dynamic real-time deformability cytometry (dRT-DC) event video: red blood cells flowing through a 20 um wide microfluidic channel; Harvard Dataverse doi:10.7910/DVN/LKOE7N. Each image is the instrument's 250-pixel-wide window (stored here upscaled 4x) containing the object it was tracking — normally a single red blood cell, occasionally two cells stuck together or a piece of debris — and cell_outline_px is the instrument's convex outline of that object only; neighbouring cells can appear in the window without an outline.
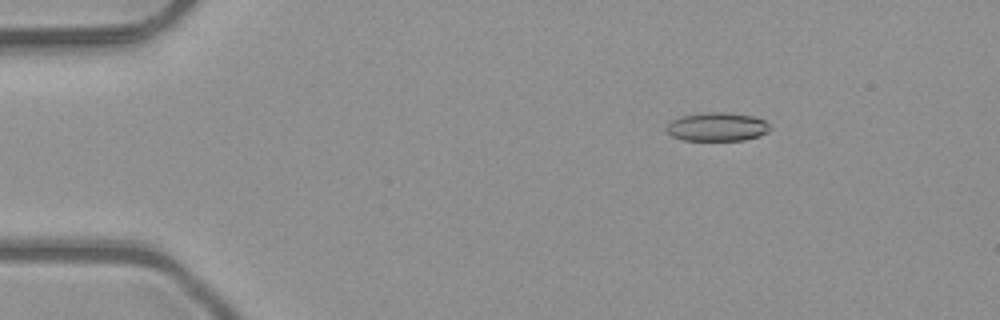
{"species": "common noctule bat (a hibernating species)", "species_latin": "Nyctalus noctula", "temperature_condition": "room temperature", "stored_images_in_passage": 3, "camera_frame_rate_fps": 3000, "um_per_image_px": 0.085, "animal": {"sex": "male", "body_mass_g": 23.1, "forearm_length_mm": 52.7}, "frame": {"image": 1, "passage_image": 1, "time_ms": 0.0, "image_size_px": [1000, 320], "cell_outline_px": [[772, 128], [768, 132], [760, 136], [744, 140], [684, 140], [672, 136], [664, 128], [672, 120], [680, 116], [704, 112], [728, 112], [752, 116], [764, 120]], "centroid_in_image_um": [60.96, 10.77], "position_along_channel_um": 24.0, "area_um2": 17.4}}